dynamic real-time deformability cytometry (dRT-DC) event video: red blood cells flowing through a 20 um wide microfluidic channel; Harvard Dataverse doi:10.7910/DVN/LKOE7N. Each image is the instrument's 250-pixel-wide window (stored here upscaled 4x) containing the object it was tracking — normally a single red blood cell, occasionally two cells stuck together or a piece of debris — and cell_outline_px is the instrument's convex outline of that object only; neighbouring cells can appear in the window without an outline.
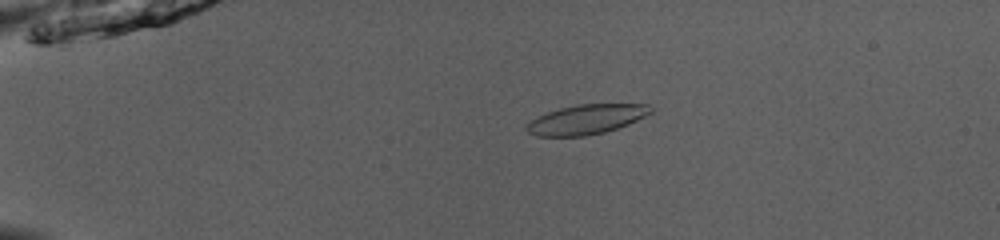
{"species": "common noctule bat (a hibernating species)", "species_latin": "Nyctalus noctula", "temperature_condition": "room temperature", "stored_images_in_passage": 53, "camera_frame_rate_fps": 3000, "um_per_image_px": 0.085, "animal": {"sex": "male", "body_mass_g": 13.0, "forearm_length_mm": 53.1}, "frame": {"image": 1, "passage_image": 13, "time_ms": 4.0, "image_size_px": [1000, 240], "cell_outline_px": [[652, 112], [628, 124], [604, 132], [584, 136], [536, 136], [528, 132], [524, 128], [536, 116], [560, 108], [576, 104], [648, 104], [652, 108]], "centroid_in_image_um": [49.81, 10.14], "position_along_channel_um": 35.2, "area_um2": 21.27}}
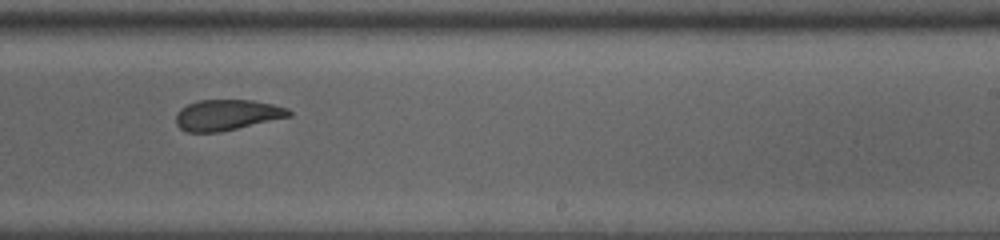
{"frame": {"image": 2, "passage_image": 35, "time_ms": 11.333, "image_size_px": [1000, 240], "cell_outline_px": [[292, 116], [220, 132], [188, 132], [180, 128], [176, 124], [176, 116], [180, 108], [188, 104], [200, 100], [252, 100], [272, 104], [288, 108], [292, 112]], "centroid_in_image_um": [19.3, 9.77], "position_along_channel_um": 269.7, "area_um2": 20.23}}
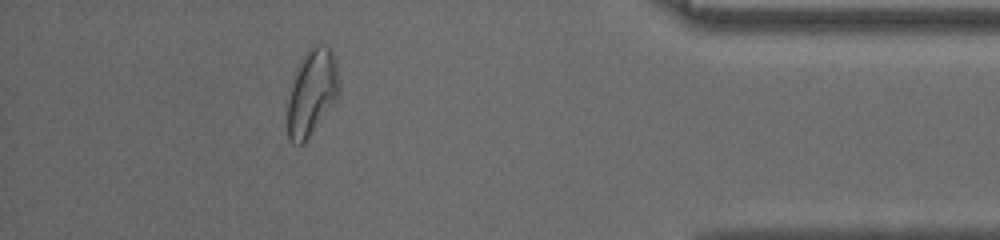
{"frame": {"image": 3, "passage_image": 48, "time_ms": 15.667, "image_size_px": [1000, 240], "cell_outline_px": [[340, 92], [332, 104], [304, 144], [296, 144], [288, 140], [288, 100], [296, 68], [300, 60], [308, 48], [312, 44], [320, 44], [328, 48], [332, 52], [336, 60], [340, 88]], "centroid_in_image_um": [26.51, 7.83], "position_along_channel_um": 408.7, "area_um2": 25.72}, "authors_computed_cell_mechanics": {"area_um2": 22.3108, "velocity_mm_per_s": 3.964, "shape_relaxation_time_tau1_ms": 7.9927, "shape_relaxation_time_tau2_ms": 3.2422, "deformation_change_tau1": 0.2137, "deformation_change_tau2": 0.1079}}